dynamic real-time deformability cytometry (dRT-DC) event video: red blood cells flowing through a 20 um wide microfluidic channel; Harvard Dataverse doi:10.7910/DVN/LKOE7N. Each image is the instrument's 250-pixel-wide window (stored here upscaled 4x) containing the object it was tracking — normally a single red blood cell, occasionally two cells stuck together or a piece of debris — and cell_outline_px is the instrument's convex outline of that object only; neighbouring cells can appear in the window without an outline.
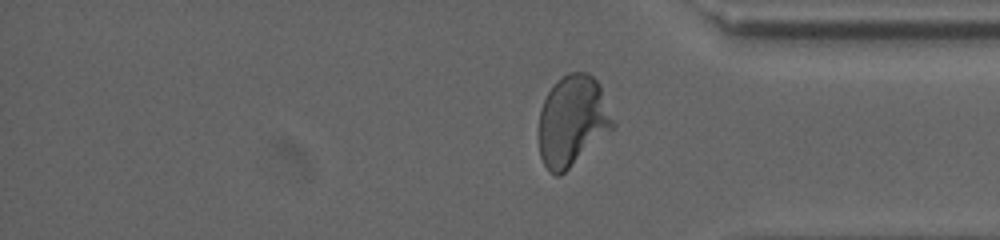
{"species": "human", "species_latin": "Homo sapiens", "temperature_condition": "cold", "stored_images_in_passage": 25, "segment_of_instrument_passage": [2, 2], "camera_frame_rate_fps": 3000, "um_per_image_px": 0.085, "donor": {"sex": "male"}, "frame": {"image": 1, "passage_image": 25, "time_ms": 15.0, "image_size_px": [1000, 240], "cell_outline_px": [[616, 124], [612, 128], [560, 176], [556, 176], [544, 164], [540, 156], [540, 108], [548, 92], [556, 80], [568, 72], [588, 72], [600, 84]], "centroid_in_image_um": [48.66, 10.22], "position_along_channel_um": 386.5, "area_um2": 38.67}}